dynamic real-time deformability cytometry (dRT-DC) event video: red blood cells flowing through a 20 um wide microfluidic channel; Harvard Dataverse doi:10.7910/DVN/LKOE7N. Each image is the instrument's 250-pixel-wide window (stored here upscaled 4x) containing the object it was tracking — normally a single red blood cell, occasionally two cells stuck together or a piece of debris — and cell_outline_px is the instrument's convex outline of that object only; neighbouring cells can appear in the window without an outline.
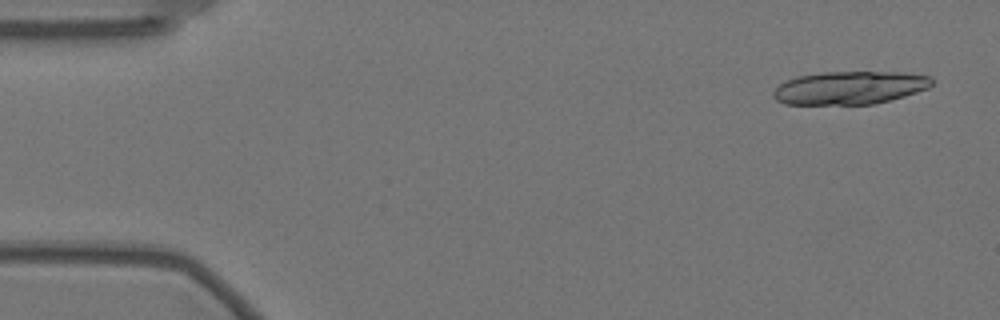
{"species": "Egyptian fruit bat (a non-hibernating species)", "species_latin": "Rousettus aegyptiacus", "temperature_condition": "warm", "stored_images_in_passage": 18, "camera_frame_rate_fps": 3000, "um_per_image_px": 0.085, "animal": {"sex": "female"}, "frame": {"image": 1, "passage_image": 2, "time_ms": 0.333, "image_size_px": [1000, 320], "cell_outline_px": [[932, 84], [928, 88], [904, 96], [876, 104], [784, 104], [776, 100], [772, 96], [772, 92], [780, 84], [796, 76], [824, 72], [900, 72], [932, 76]], "centroid_in_image_um": [72.22, 7.46], "position_along_channel_um": 12.8, "area_um2": 30.58}}